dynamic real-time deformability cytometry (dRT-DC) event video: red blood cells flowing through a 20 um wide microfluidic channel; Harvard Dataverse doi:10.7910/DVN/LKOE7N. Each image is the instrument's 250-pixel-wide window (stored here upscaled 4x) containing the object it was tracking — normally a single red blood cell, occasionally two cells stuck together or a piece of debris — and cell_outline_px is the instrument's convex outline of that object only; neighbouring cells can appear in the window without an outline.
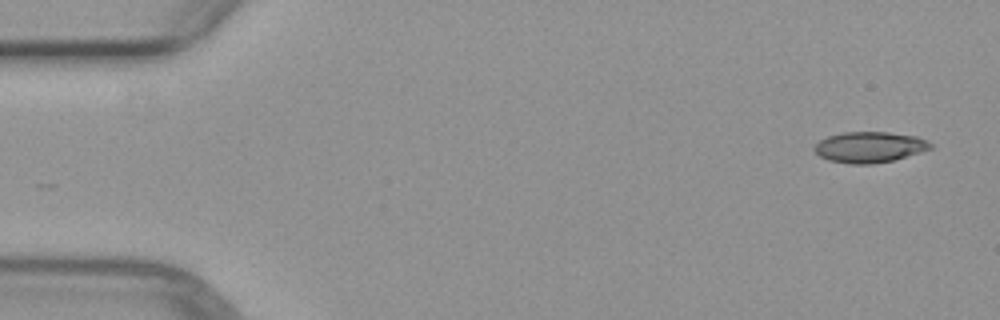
{"species": "common noctule bat (a hibernating species)", "species_latin": "Nyctalus noctula", "temperature_condition": "warm", "stored_images_in_passage": 6, "camera_frame_rate_fps": 3000, "um_per_image_px": 0.085, "animal": {"sex": "female", "body_mass_g": 29.2, "forearm_length_mm": 56.3}, "frame": {"image": 1, "passage_image": 1, "time_ms": 0.0, "image_size_px": [1000, 320], "cell_outline_px": [[932, 148], [920, 152], [892, 160], [872, 164], [848, 164], [828, 160], [820, 156], [812, 148], [820, 140], [828, 136], [844, 132], [888, 132], [916, 136], [928, 140], [932, 144]], "centroid_in_image_um": [73.9, 12.5], "position_along_channel_um": 11.1, "area_um2": 20.81}}
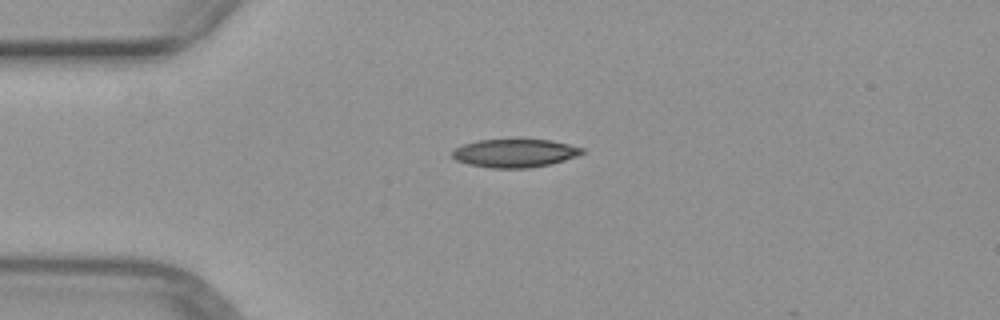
{"frame": {"image": 2, "passage_image": 4, "time_ms": 3.333, "image_size_px": [1000, 320], "cell_outline_px": [[584, 152], [576, 156], [552, 164], [528, 168], [492, 168], [468, 164], [456, 160], [452, 156], [452, 152], [456, 148], [464, 144], [476, 140], [548, 140], [568, 144], [584, 148]], "centroid_in_image_um": [43.75, 13.02], "position_along_channel_um": 41.2, "area_um2": 21.21}}
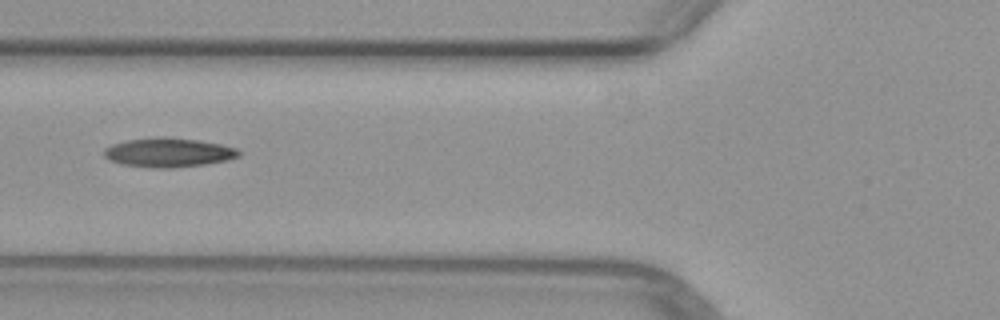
{"frame": {"image": 3, "passage_image": 6, "time_ms": 5.667, "image_size_px": [1000, 320], "cell_outline_px": [[240, 156], [224, 160], [204, 164], [172, 168], [152, 168], [124, 164], [112, 160], [104, 156], [104, 148], [112, 144], [128, 140], [156, 136], [164, 136], [200, 140], [220, 144], [236, 148], [240, 152]], "centroid_in_image_um": [14.31, 12.94], "position_along_channel_um": 111.5, "area_um2": 22.83}}